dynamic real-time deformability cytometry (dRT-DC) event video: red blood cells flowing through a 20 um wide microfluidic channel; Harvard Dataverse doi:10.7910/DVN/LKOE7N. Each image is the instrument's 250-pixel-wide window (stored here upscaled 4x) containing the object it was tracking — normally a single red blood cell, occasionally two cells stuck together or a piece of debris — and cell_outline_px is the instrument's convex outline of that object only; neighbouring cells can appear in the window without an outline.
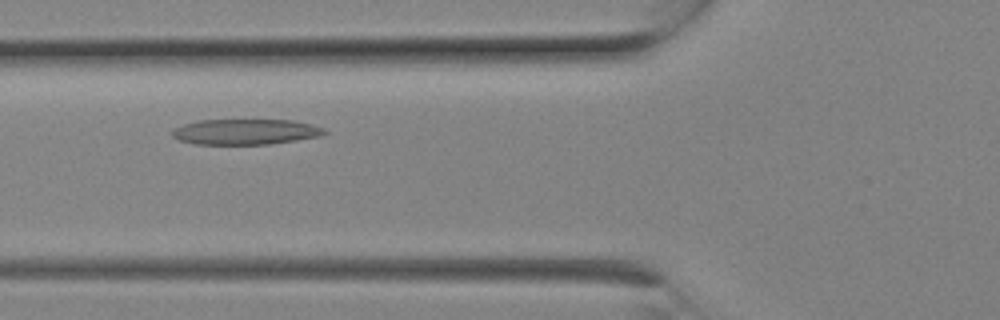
{"species": "Egyptian fruit bat (a non-hibernating species)", "species_latin": "Rousettus aegyptiacus", "temperature_condition": "room temperature", "stored_images_in_passage": 7, "camera_frame_rate_fps": 3000, "um_per_image_px": 0.085, "animal": {"sex": "female"}, "frame": {"image": 1, "passage_image": 6, "time_ms": 1.667, "image_size_px": [1000, 320], "cell_outline_px": [[328, 132], [320, 136], [296, 140], [268, 144], [196, 144], [180, 140], [172, 136], [172, 128], [196, 120], [292, 120], [312, 124], [324, 128]], "centroid_in_image_um": [20.86, 11.19], "position_along_channel_um": 104.9, "area_um2": 22.66}}
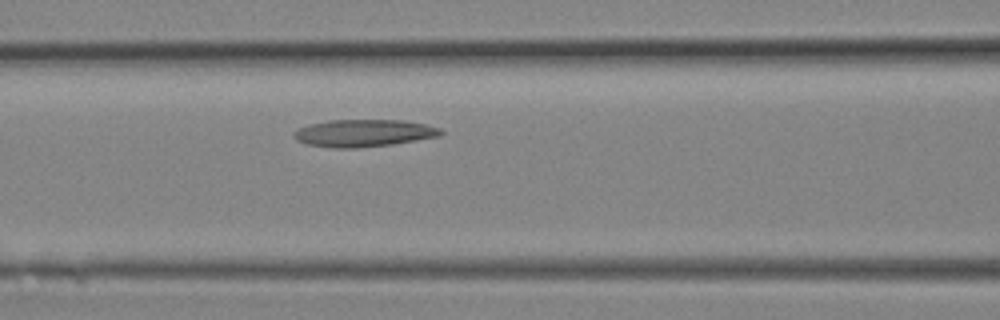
{"frame": {"image": 2, "passage_image": 7, "time_ms": 2.0, "image_size_px": [1000, 320], "cell_outline_px": [[444, 132], [440, 136], [392, 144], [356, 148], [332, 148], [308, 144], [296, 140], [292, 136], [292, 132], [300, 128], [312, 124], [328, 120], [404, 120], [424, 124], [440, 128]], "centroid_in_image_um": [30.91, 11.31], "position_along_channel_um": 135.7, "area_um2": 23.29}}